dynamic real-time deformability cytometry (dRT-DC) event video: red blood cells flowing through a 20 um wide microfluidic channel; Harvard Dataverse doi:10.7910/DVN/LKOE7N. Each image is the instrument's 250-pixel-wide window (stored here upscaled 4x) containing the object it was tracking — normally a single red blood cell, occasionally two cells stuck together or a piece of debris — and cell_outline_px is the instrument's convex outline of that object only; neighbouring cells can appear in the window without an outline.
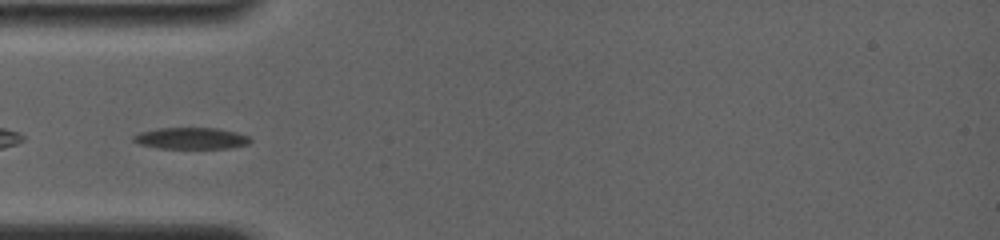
{"species": "common noctule bat (a hibernating species)", "species_latin": "Nyctalus noctula", "temperature_condition": "room temperature", "stored_images_in_passage": 10, "camera_frame_rate_fps": 4000, "um_per_image_px": 0.085, "animal": {"sex": "female", "body_mass_g": 19.0, "forearm_length_mm": 56.7}, "frame": {"image": 1, "passage_image": 1, "time_ms": 0.0, "image_size_px": [1000, 240], "cell_outline_px": [[252, 140], [248, 144], [232, 148], [156, 148], [140, 144], [132, 140], [132, 136], [140, 132], [156, 128], [216, 128], [236, 132], [248, 136]], "centroid_in_image_um": [16.23, 11.75], "position_along_channel_um": 68.8, "area_um2": 14.68}}
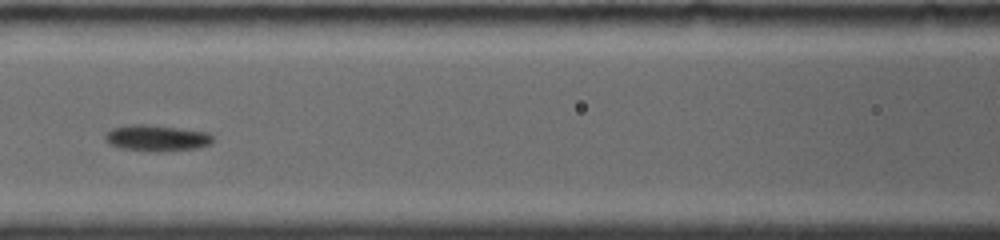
{"frame": {"image": 2, "passage_image": 6, "time_ms": 2.25, "image_size_px": [1000, 240], "cell_outline_px": [[212, 140], [208, 144], [196, 148], [160, 152], [124, 148], [112, 144], [104, 136], [112, 128], [128, 124], [152, 124], [208, 132], [212, 136]], "centroid_in_image_um": [13.34, 11.71], "position_along_channel_um": 153.3, "area_um2": 16.18}}
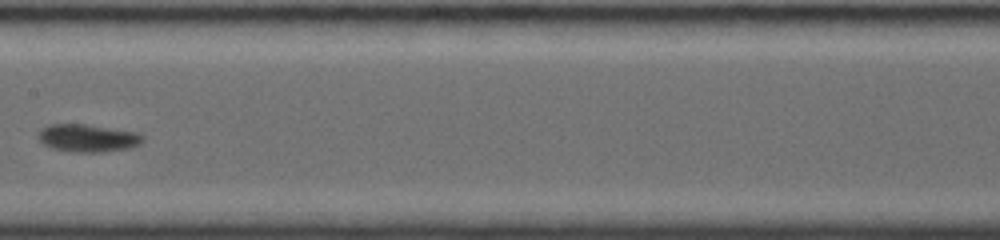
{"frame": {"image": 3, "passage_image": 9, "time_ms": 3.5, "image_size_px": [1000, 240], "cell_outline_px": [[144, 140], [140, 144], [128, 148], [100, 152], [76, 152], [52, 148], [44, 144], [40, 140], [40, 128], [48, 124], [84, 124], [136, 132], [144, 136]], "centroid_in_image_um": [7.47, 11.73], "position_along_channel_um": 199.9, "area_um2": 16.65}}